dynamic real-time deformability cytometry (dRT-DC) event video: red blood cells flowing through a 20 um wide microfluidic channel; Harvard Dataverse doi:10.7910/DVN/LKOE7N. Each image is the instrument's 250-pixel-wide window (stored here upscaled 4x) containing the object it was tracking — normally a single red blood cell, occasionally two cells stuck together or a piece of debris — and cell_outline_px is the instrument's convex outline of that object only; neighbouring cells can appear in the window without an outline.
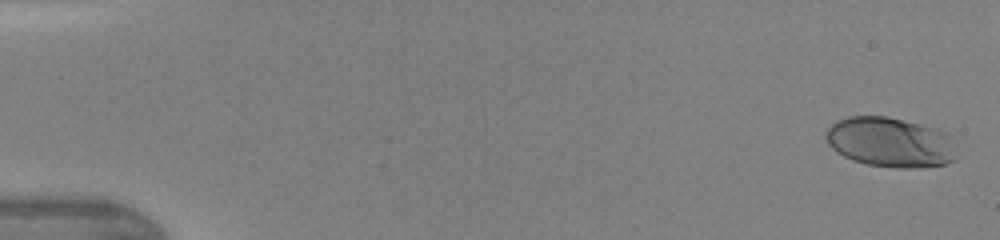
{"species": "human", "species_latin": "Homo sapiens", "temperature_condition": "warm", "stored_images_in_passage": 46, "camera_frame_rate_fps": 3000, "um_per_image_px": 0.085, "donor": {"sex": "female"}, "frame": {"image": 1, "passage_image": 1, "time_ms": 0.0, "image_size_px": [1000, 240], "cell_outline_px": [[956, 160], [948, 164], [920, 168], [896, 168], [868, 164], [852, 160], [844, 156], [832, 148], [828, 144], [828, 128], [836, 120], [848, 116], [888, 116], [936, 128], [944, 132], [948, 136]], "centroid_in_image_um": [75.66, 12.1], "position_along_channel_um": 9.3, "area_um2": 37.74}}
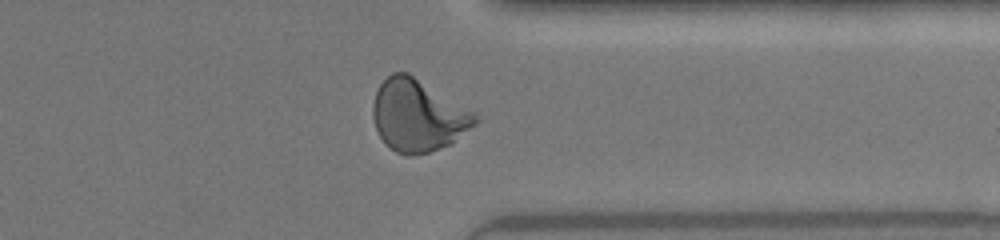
{"frame": {"image": 2, "passage_image": 37, "time_ms": 12.0, "image_size_px": [1000, 240], "cell_outline_px": [[480, 120], [476, 124], [452, 144], [428, 152], [412, 156], [404, 156], [396, 152], [384, 144], [376, 128], [372, 116], [372, 104], [376, 92], [380, 84], [392, 72], [408, 72], [476, 112]], "centroid_in_image_um": [35.54, 9.83], "position_along_channel_um": 375.9, "area_um2": 43.35}}
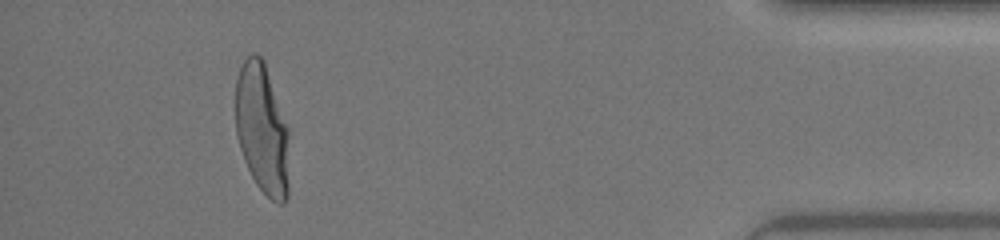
{"frame": {"image": 3, "passage_image": 43, "time_ms": 14.0, "image_size_px": [1000, 240], "cell_outline_px": [[288, 196], [284, 204], [280, 204], [272, 200], [256, 184], [244, 160], [236, 136], [236, 76], [244, 60], [252, 52], [256, 52], [264, 60], [288, 128]], "centroid_in_image_um": [22.27, 10.95], "position_along_channel_um": 412.9, "area_um2": 40.81}, "authors_computed_cell_mechanics": {"area_um2": 40.0554, "velocity_mm_per_s": 4.3501, "shape_relaxation_time_tau1_ms": 3.7094, "shape_relaxation_time_tau2_ms": null, "deformation_change_tau1": 0.2121, "deformation_change_tau2": null}}